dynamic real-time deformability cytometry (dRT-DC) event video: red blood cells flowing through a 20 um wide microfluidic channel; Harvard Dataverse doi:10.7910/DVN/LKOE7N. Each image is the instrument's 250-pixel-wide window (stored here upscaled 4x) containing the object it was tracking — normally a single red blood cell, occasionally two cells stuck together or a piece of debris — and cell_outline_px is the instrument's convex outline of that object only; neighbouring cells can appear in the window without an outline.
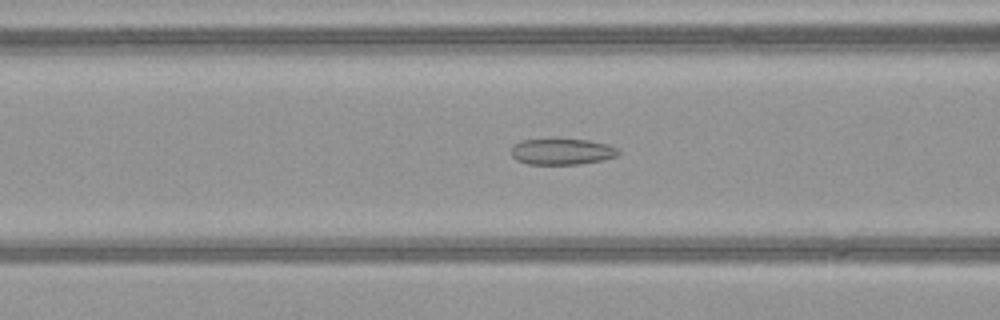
{"species": "common noctule bat (a hibernating species)", "species_latin": "Nyctalus noctula", "temperature_condition": "warm", "stored_images_in_passage": 45, "camera_frame_rate_fps": 3000, "um_per_image_px": 0.085, "animal": {"sex": "female", "body_mass_g": 21.9}, "frame": {"image": 1, "passage_image": 15, "time_ms": 4.667, "image_size_px": [1000, 320], "cell_outline_px": [[620, 152], [616, 156], [604, 160], [580, 164], [528, 164], [516, 160], [512, 156], [512, 148], [520, 140], [588, 140], [608, 144], [616, 148]], "centroid_in_image_um": [47.79, 12.9], "position_along_channel_um": 118.8, "area_um2": 16.07}}
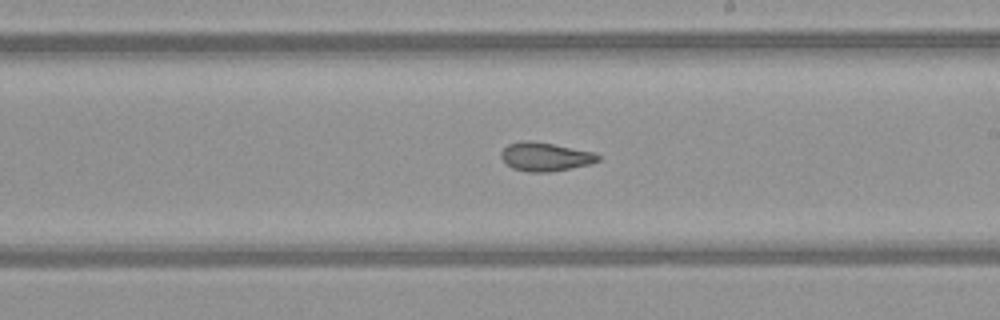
{"frame": {"image": 2, "passage_image": 24, "time_ms": 7.667, "image_size_px": [1000, 320], "cell_outline_px": [[600, 160], [592, 164], [552, 172], [528, 172], [512, 168], [500, 156], [500, 152], [508, 144], [524, 140], [528, 140], [552, 144], [596, 152], [600, 156]], "centroid_in_image_um": [46.38, 13.33], "position_along_channel_um": 242.6, "area_um2": 16.3}}
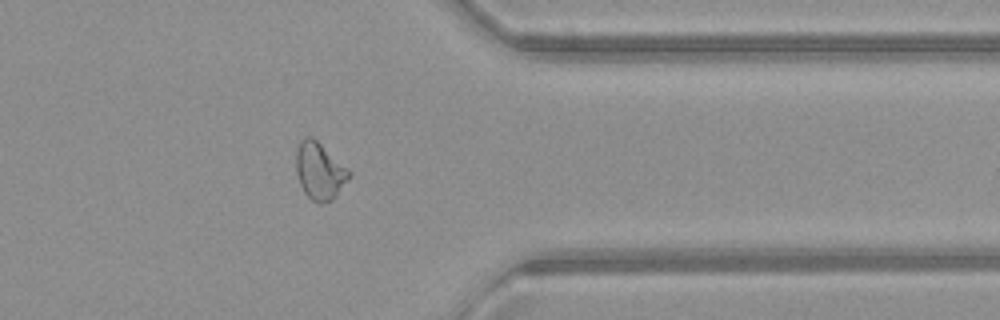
{"frame": {"image": 3, "passage_image": 35, "time_ms": 11.333, "image_size_px": [1000, 320], "cell_outline_px": [[352, 176], [332, 200], [320, 204], [312, 200], [304, 192], [300, 184], [296, 172], [296, 152], [300, 140], [304, 136], [312, 136], [348, 168], [352, 172]], "centroid_in_image_um": [27.18, 14.53], "position_along_channel_um": 384.2, "area_um2": 17.74}, "authors_computed_cell_mechanics": {"area_um2": 17.918, "velocity_mm_per_s": 4.121, "shape_relaxation_time_tau1_ms": null, "shape_relaxation_time_tau2_ms": 2.5652, "deformation_change_tau1": null, "deformation_change_tau2": 0.0988}}